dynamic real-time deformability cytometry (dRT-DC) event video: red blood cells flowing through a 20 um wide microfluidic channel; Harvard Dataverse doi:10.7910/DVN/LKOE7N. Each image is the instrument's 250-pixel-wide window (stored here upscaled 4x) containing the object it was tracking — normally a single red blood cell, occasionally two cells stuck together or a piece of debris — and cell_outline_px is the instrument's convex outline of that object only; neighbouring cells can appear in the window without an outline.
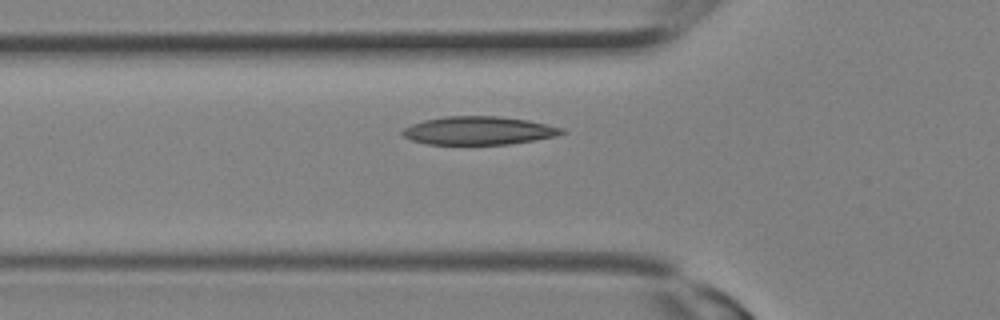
{"species": "Egyptian fruit bat (a non-hibernating species)", "species_latin": "Rousettus aegyptiacus", "temperature_condition": "room temperature", "stored_images_in_passage": 5, "camera_frame_rate_fps": 3000, "um_per_image_px": 0.085, "animal": {"sex": "female"}, "frame": {"image": 1, "passage_image": 5, "time_ms": 1.333, "image_size_px": [1000, 320], "cell_outline_px": [[568, 132], [556, 136], [508, 144], [428, 144], [412, 140], [404, 136], [400, 132], [404, 128], [412, 124], [424, 120], [444, 116], [496, 116], [528, 120], [564, 128]], "centroid_in_image_um": [40.7, 11.09], "position_along_channel_um": 85.1, "area_um2": 26.13}}